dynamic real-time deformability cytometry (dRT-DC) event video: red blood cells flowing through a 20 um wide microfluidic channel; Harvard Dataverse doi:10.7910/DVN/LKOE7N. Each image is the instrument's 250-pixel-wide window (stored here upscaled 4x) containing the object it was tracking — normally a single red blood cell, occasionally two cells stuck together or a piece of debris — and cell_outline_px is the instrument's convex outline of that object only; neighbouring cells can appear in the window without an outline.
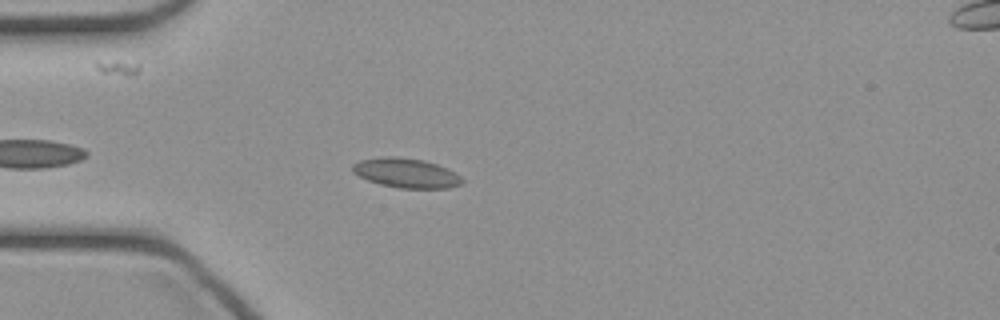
{"species": "common noctule bat (a hibernating species)", "species_latin": "Nyctalus noctula", "temperature_condition": "cold", "stored_images_in_passage": 18, "camera_frame_rate_fps": 3000, "um_per_image_px": 0.085, "animal": {"sex": "female", "body_mass_g": 21.9}, "frame": {"image": 1, "passage_image": 6, "time_ms": 1.667, "image_size_px": [1000, 320], "cell_outline_px": [[464, 184], [448, 188], [400, 188], [380, 184], [368, 180], [352, 172], [352, 164], [360, 160], [380, 156], [396, 156], [424, 160], [448, 168], [460, 176], [464, 180]], "centroid_in_image_um": [34.53, 14.7], "position_along_channel_um": 50.5, "area_um2": 19.02}}
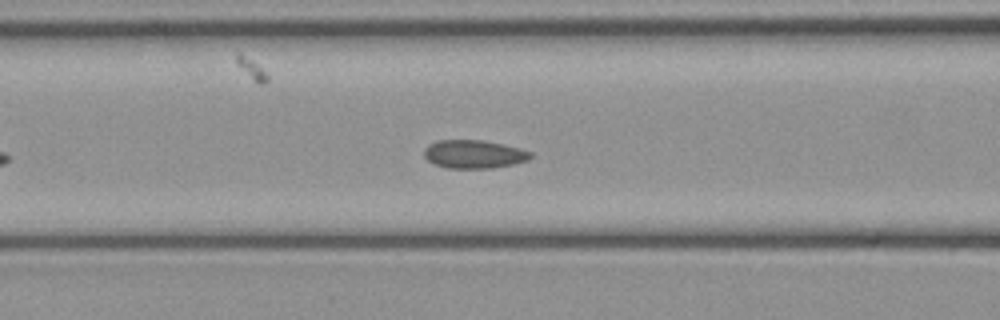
{"frame": {"image": 2, "passage_image": 12, "time_ms": 3.667, "image_size_px": [1000, 320], "cell_outline_px": [[532, 156], [528, 160], [512, 164], [492, 168], [448, 168], [432, 164], [424, 156], [424, 148], [428, 144], [436, 140], [484, 140], [504, 144], [520, 148], [532, 152]], "centroid_in_image_um": [40.26, 13.1], "position_along_channel_um": 126.3, "area_um2": 17.74}}
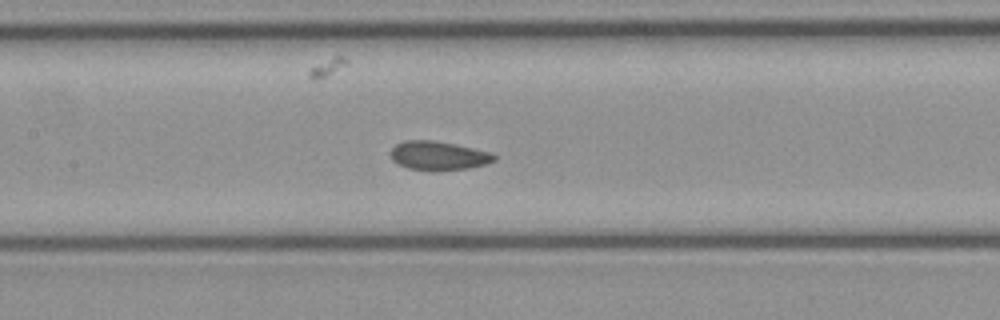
{"frame": {"image": 3, "passage_image": 15, "time_ms": 4.667, "image_size_px": [1000, 320], "cell_outline_px": [[496, 160], [488, 164], [468, 168], [436, 172], [432, 172], [408, 168], [392, 160], [388, 152], [396, 144], [404, 140], [432, 140], [456, 144], [492, 152], [496, 156]], "centroid_in_image_um": [37.27, 13.24], "position_along_channel_um": 170.1, "area_um2": 17.92}}